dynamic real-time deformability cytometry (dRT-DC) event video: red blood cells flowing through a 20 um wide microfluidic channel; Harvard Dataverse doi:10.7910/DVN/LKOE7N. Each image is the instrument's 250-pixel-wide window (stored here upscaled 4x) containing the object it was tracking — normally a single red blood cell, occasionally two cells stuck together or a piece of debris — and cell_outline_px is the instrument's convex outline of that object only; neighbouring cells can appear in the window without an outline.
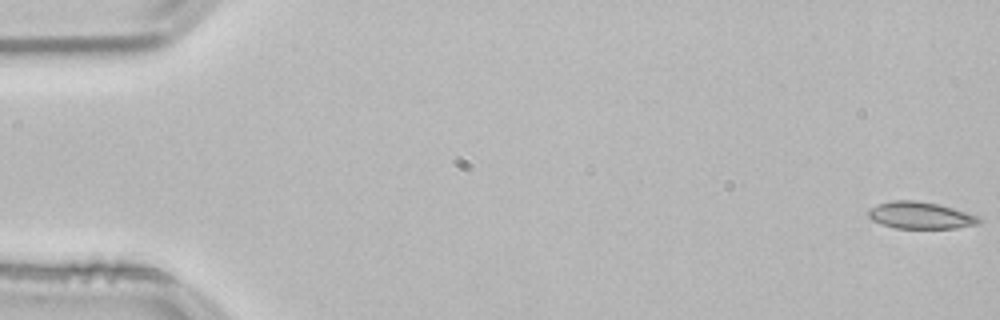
{"species": "common noctule bat (a hibernating species)", "species_latin": "Nyctalus noctula", "temperature_condition": "room temperature", "stored_images_in_passage": 54, "camera_frame_rate_fps": 3000, "um_per_image_px": 0.085, "animal": {"sex": "male", "body_mass_g": 21.5, "forearm_length_mm": 52.0}, "frame": {"image": 1, "passage_image": 1, "time_ms": 0.0, "image_size_px": [1000, 320], "cell_outline_px": [[980, 224], [956, 228], [896, 228], [880, 224], [872, 220], [868, 216], [868, 208], [876, 204], [892, 200], [912, 200], [936, 204], [952, 208], [980, 216]], "centroid_in_image_um": [78.2, 18.31], "position_along_channel_um": 6.8, "area_um2": 17.4}}
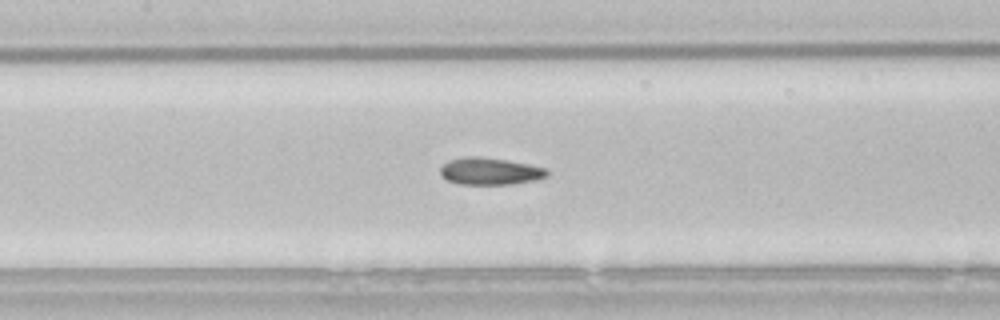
{"frame": {"image": 2, "passage_image": 25, "time_ms": 8.0, "image_size_px": [1000, 320], "cell_outline_px": [[548, 176], [536, 180], [512, 184], [460, 184], [448, 180], [440, 176], [440, 168], [448, 160], [464, 156], [480, 156], [508, 160], [548, 168]], "centroid_in_image_um": [41.65, 14.54], "position_along_channel_um": 165.7, "area_um2": 17.05}}
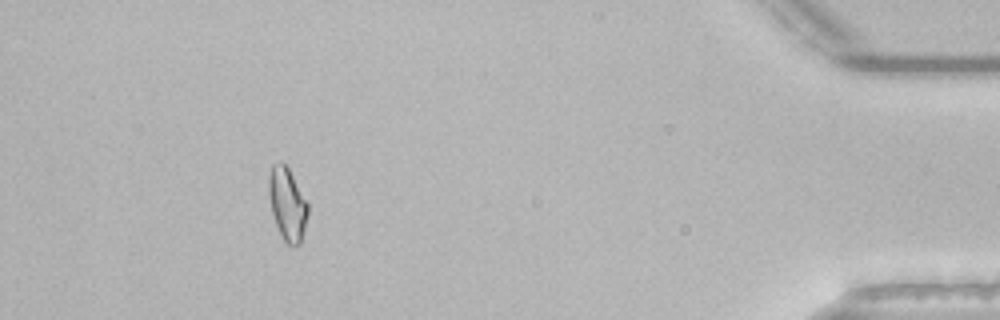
{"frame": {"image": 3, "passage_image": 49, "time_ms": 16.0, "image_size_px": [1000, 320], "cell_outline_px": [[308, 216], [300, 244], [288, 244], [284, 240], [276, 224], [272, 212], [268, 192], [268, 176], [272, 164], [280, 160], [288, 168], [308, 204]], "centroid_in_image_um": [24.41, 17.3], "position_along_channel_um": 410.8, "area_um2": 16.36}, "authors_computed_cell_mechanics": {"area_um2": 16.8198, "velocity_mm_per_s": 3.8261, "shape_relaxation_time_tau1_ms": 10.8647, "shape_relaxation_time_tau2_ms": 3.3256, "deformation_change_tau1": 0.1847, "deformation_change_tau2": 0.1021}}